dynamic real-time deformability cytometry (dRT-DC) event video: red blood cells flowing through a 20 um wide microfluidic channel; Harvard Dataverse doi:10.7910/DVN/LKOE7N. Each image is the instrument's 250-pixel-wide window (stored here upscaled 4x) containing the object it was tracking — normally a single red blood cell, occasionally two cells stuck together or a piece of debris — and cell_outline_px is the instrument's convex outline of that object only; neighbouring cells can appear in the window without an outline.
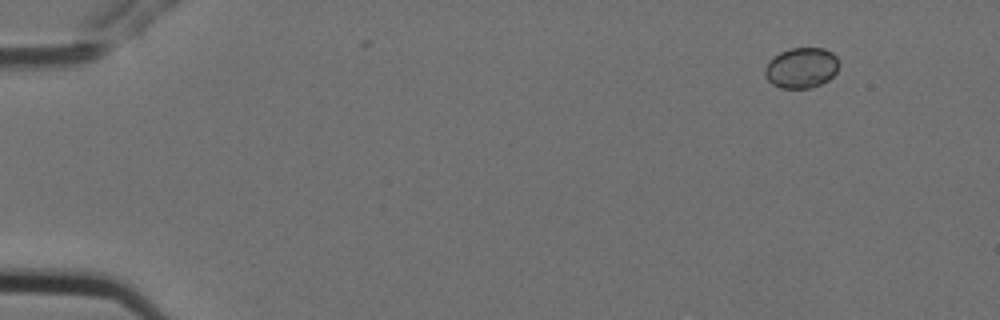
{"species": "Egyptian fruit bat (a non-hibernating species)", "species_latin": "Rousettus aegyptiacus", "temperature_condition": "cold", "stored_images_in_passage": 2, "camera_frame_rate_fps": 3000, "um_per_image_px": 0.085, "animal": {"sex": "female"}, "frame": {"image": 1, "passage_image": 1, "time_ms": 0.0, "image_size_px": [1000, 320], "cell_outline_px": [[840, 64], [836, 72], [828, 80], [820, 84], [808, 88], [780, 88], [772, 84], [764, 76], [764, 68], [780, 52], [792, 48], [824, 48], [832, 52], [836, 56]], "centroid_in_image_um": [68.14, 5.77], "position_along_channel_um": 16.9, "area_um2": 17.4}}